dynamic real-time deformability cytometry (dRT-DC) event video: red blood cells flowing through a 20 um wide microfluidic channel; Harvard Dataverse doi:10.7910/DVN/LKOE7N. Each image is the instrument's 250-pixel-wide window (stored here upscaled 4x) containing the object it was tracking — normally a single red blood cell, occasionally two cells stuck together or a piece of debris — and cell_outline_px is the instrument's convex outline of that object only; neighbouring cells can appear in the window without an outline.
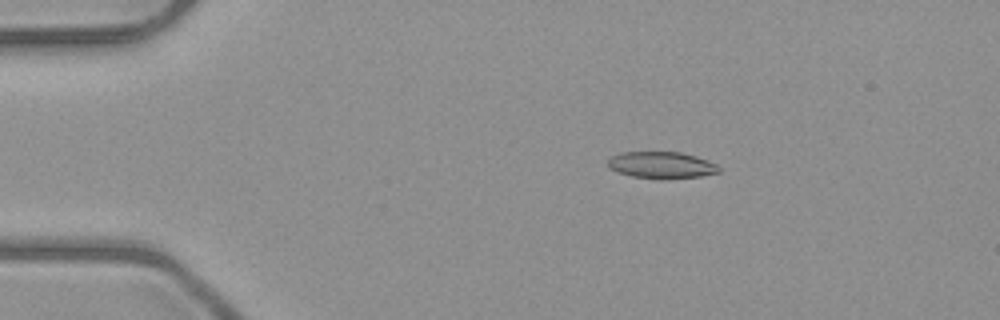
{"species": "common noctule bat (a hibernating species)", "species_latin": "Nyctalus noctula", "temperature_condition": "room temperature", "stored_images_in_passage": 52, "camera_frame_rate_fps": 3000, "um_per_image_px": 0.085, "animal": {"sex": "male", "body_mass_g": 23.1, "forearm_length_mm": 52.7}, "frame": {"image": 1, "passage_image": 10, "time_ms": 3.0, "image_size_px": [1000, 320], "cell_outline_px": [[720, 172], [700, 176], [668, 180], [632, 176], [616, 172], [608, 168], [608, 160], [612, 156], [620, 152], [680, 152], [696, 156], [708, 160], [716, 164], [720, 168]], "centroid_in_image_um": [56.22, 14.04], "position_along_channel_um": 28.8, "area_um2": 17.51}}
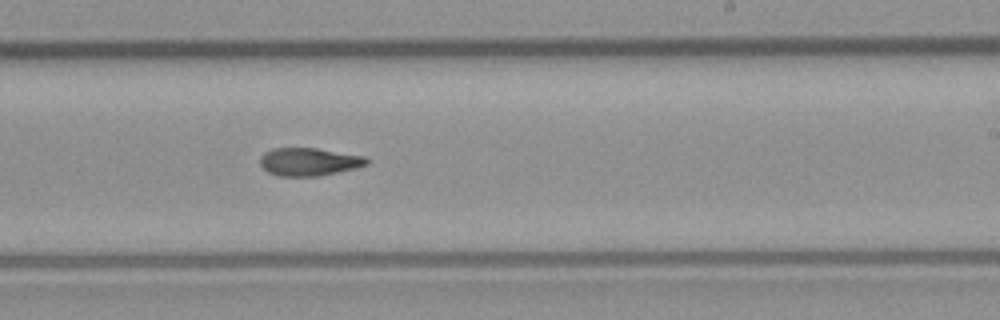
{"frame": {"image": 2, "passage_image": 32, "time_ms": 10.333, "image_size_px": [1000, 320], "cell_outline_px": [[368, 164], [356, 168], [320, 176], [276, 176], [268, 172], [260, 164], [260, 156], [264, 152], [272, 148], [316, 148], [364, 156], [368, 160]], "centroid_in_image_um": [26.24, 13.75], "position_along_channel_um": 262.8, "area_um2": 17.4}}
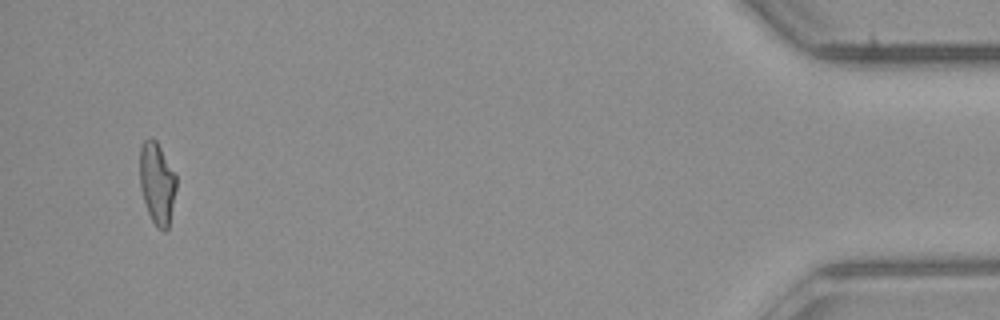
{"frame": {"image": 3, "passage_image": 50, "time_ms": 16.333, "image_size_px": [1000, 320], "cell_outline_px": [[176, 188], [168, 228], [164, 232], [156, 228], [148, 212], [140, 188], [140, 148], [144, 140], [156, 140], [176, 176]], "centroid_in_image_um": [13.34, 15.62], "position_along_channel_um": 421.9, "area_um2": 17.11}, "authors_computed_cell_mechanics": {"area_um2": 17.7446, "velocity_mm_per_s": 4.0267, "shape_relaxation_time_tau1_ms": null, "shape_relaxation_time_tau2_ms": 6.0412, "deformation_change_tau1": null, "deformation_change_tau2": 0.155}}